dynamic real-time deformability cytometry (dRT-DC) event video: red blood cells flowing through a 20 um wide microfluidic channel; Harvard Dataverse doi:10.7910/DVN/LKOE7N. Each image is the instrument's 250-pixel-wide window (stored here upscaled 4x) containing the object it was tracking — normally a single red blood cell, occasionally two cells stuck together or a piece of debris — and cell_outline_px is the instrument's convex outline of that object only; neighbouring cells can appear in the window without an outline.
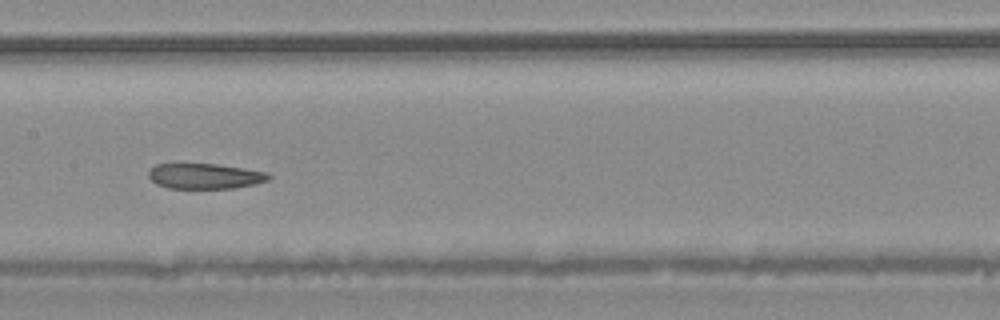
{"species": "common noctule bat (a hibernating species)", "species_latin": "Nyctalus noctula", "temperature_condition": "warm", "stored_images_in_passage": 36, "camera_frame_rate_fps": 3000, "um_per_image_px": 0.085, "animal": {"sex": "male", "body_mass_g": 20.4}, "frame": {"image": 1, "passage_image": 11, "time_ms": 3.333, "image_size_px": [1000, 320], "cell_outline_px": [[272, 176], [268, 180], [256, 184], [232, 188], [168, 188], [156, 184], [148, 176], [148, 172], [156, 164], [216, 164], [244, 168], [268, 172]], "centroid_in_image_um": [17.44, 14.97], "position_along_channel_um": 190.0, "area_um2": 17.74}, "authors_computed_cell_mechanics": {"area_um2": 19.8254, "velocity_mm_per_s": 4.099, "shape_relaxation_time_tau1_ms": null, "shape_relaxation_time_tau2_ms": 2.9918, "deformation_change_tau1": null, "deformation_change_tau2": 0.0748}}